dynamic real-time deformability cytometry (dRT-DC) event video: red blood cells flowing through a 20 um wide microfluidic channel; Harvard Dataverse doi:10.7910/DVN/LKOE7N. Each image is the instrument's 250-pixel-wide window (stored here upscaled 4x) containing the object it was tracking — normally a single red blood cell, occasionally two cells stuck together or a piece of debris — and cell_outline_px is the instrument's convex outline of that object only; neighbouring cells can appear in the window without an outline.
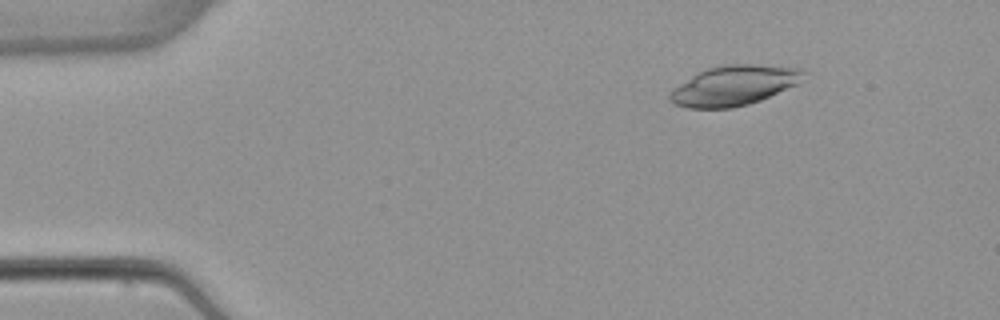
{"species": "common noctule bat (a hibernating species)", "species_latin": "Nyctalus noctula", "temperature_condition": "warm", "stored_images_in_passage": 4, "camera_frame_rate_fps": 3000, "um_per_image_px": 0.085, "animal": {"sex": "female", "body_mass_g": 22.7, "forearm_length_mm": 54.2}, "frame": {"image": 1, "passage_image": 2, "time_ms": 1.333, "image_size_px": [1000, 320], "cell_outline_px": [[808, 72], [796, 84], [760, 100], [748, 104], [732, 108], [688, 108], [676, 104], [668, 100], [668, 92], [696, 72], [708, 68], [724, 64], [752, 64], [796, 68]], "centroid_in_image_um": [62.33, 7.26], "position_along_channel_um": 22.7, "area_um2": 30.92}}
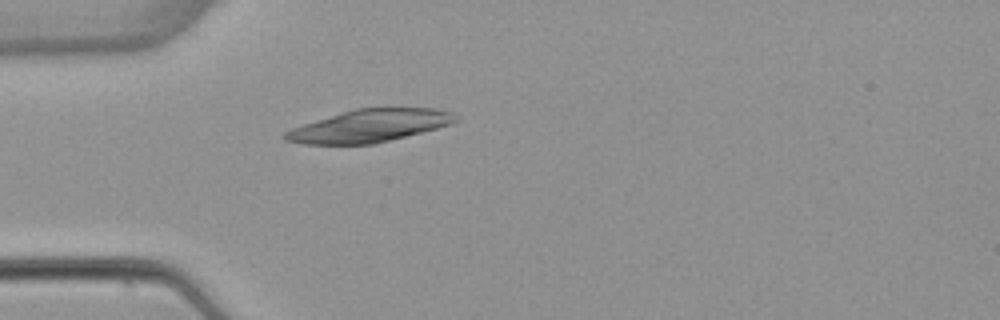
{"frame": {"image": 2, "passage_image": 4, "time_ms": 4.0, "image_size_px": [1000, 320], "cell_outline_px": [[460, 120], [452, 124], [372, 144], [300, 144], [284, 140], [284, 132], [292, 128], [340, 112], [356, 108], [436, 108], [452, 112]], "centroid_in_image_um": [31.4, 10.69], "position_along_channel_um": 53.6, "area_um2": 32.14}}